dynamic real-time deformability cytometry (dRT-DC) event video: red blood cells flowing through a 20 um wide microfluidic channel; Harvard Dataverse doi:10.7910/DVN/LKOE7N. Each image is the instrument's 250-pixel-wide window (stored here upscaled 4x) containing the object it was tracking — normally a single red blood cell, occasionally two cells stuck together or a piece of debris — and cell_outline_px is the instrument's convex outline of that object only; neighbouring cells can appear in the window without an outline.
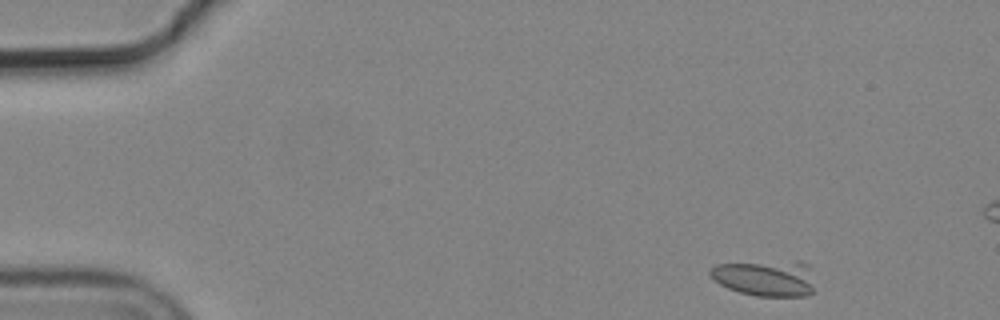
{"species": "common noctule bat (a hibernating species)", "species_latin": "Nyctalus noctula", "temperature_condition": "cold", "stored_images_in_passage": 5, "camera_frame_rate_fps": 3000, "um_per_image_px": 0.085, "animal": {"sex": "male", "body_mass_g": 19.2, "forearm_length_mm": 51.8}, "frame": {"image": 1, "passage_image": 1, "time_ms": 0.0, "image_size_px": [1000, 320], "cell_outline_px": [[812, 292], [808, 296], [756, 296], [740, 292], [728, 288], [720, 284], [708, 272], [716, 264], [796, 260], [800, 260], [808, 264], [812, 268]], "centroid_in_image_um": [65.12, 23.62], "position_along_channel_um": 19.9, "area_um2": 22.2}}